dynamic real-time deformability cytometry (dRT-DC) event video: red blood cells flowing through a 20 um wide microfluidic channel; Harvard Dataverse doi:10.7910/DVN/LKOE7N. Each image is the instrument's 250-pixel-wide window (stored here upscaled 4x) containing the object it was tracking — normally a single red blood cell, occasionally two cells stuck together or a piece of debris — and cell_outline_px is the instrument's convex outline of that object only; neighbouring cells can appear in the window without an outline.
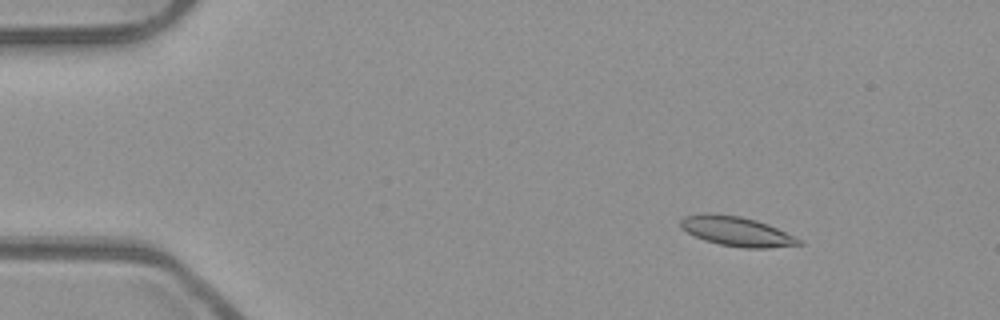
{"species": "common noctule bat (a hibernating species)", "species_latin": "Nyctalus noctula", "temperature_condition": "room temperature", "stored_images_in_passage": 51, "camera_frame_rate_fps": 3000, "um_per_image_px": 0.085, "animal": {"sex": "male", "body_mass_g": 23.1, "forearm_length_mm": 52.7}, "frame": {"image": 1, "passage_image": 5, "time_ms": 1.333, "image_size_px": [1000, 320], "cell_outline_px": [[804, 244], [768, 248], [744, 248], [720, 244], [704, 240], [680, 228], [680, 220], [684, 216], [704, 212], [712, 212], [740, 216], [756, 220], [768, 224], [804, 240]], "centroid_in_image_um": [62.62, 19.65], "position_along_channel_um": 22.4, "area_um2": 20.63}}
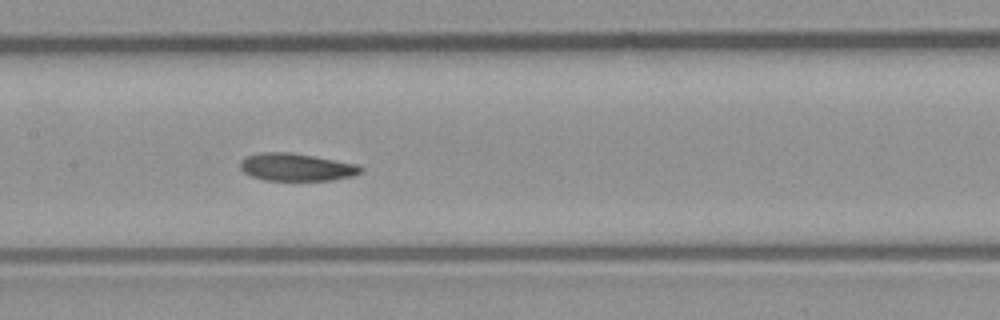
{"frame": {"image": 2, "passage_image": 24, "time_ms": 7.667, "image_size_px": [1000, 320], "cell_outline_px": [[364, 172], [352, 176], [332, 180], [264, 180], [252, 176], [244, 172], [240, 168], [240, 160], [248, 156], [260, 152], [292, 152], [336, 160], [356, 164], [364, 168]], "centroid_in_image_um": [25.21, 14.2], "position_along_channel_um": 182.2, "area_um2": 19.42}}
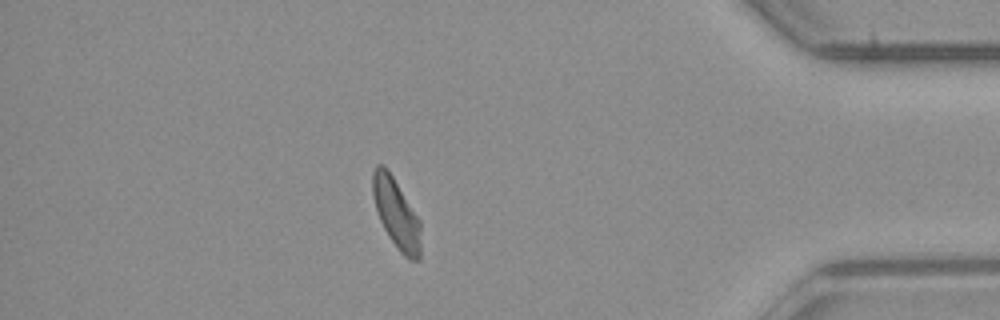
{"frame": {"image": 3, "passage_image": 44, "time_ms": 14.333, "image_size_px": [1000, 320], "cell_outline_px": [[420, 260], [408, 260], [400, 252], [388, 236], [380, 220], [376, 208], [372, 192], [372, 172], [376, 164], [384, 164], [392, 176], [420, 220]], "centroid_in_image_um": [33.67, 18.15], "position_along_channel_um": 401.5, "area_um2": 19.42}, "authors_computed_cell_mechanics": {"area_um2": 19.7098, "velocity_mm_per_s": 3.9101, "shape_relaxation_time_tau1_ms": 9.5638, "shape_relaxation_time_tau2_ms": 5.2734, "deformation_change_tau1": 0.1901, "deformation_change_tau2": 0.1183}}